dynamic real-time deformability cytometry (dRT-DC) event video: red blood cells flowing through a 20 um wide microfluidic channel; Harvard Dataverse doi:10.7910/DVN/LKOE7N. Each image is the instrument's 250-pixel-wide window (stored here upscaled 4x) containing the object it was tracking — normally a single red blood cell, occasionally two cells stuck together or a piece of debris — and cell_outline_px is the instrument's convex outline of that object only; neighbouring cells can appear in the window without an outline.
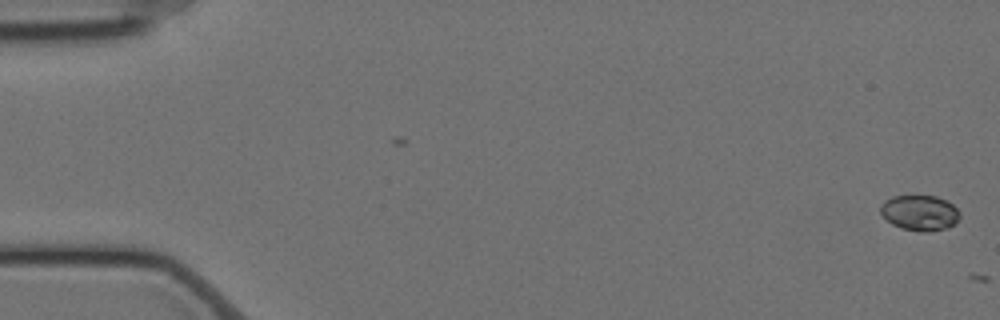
{"species": "Egyptian fruit bat (a non-hibernating species)", "species_latin": "Rousettus aegyptiacus", "temperature_condition": "cold", "stored_images_in_passage": 2, "camera_frame_rate_fps": 3000, "um_per_image_px": 0.085, "animal": {"sex": "female"}, "frame": {"image": 1, "passage_image": 1, "time_ms": 0.0, "image_size_px": [1000, 320], "cell_outline_px": [[960, 216], [948, 228], [928, 232], [920, 232], [900, 228], [892, 224], [880, 212], [880, 204], [884, 200], [892, 196], [936, 196], [952, 204], [960, 212]], "centroid_in_image_um": [78.15, 18.09], "position_along_channel_um": 6.8, "area_um2": 16.36}}